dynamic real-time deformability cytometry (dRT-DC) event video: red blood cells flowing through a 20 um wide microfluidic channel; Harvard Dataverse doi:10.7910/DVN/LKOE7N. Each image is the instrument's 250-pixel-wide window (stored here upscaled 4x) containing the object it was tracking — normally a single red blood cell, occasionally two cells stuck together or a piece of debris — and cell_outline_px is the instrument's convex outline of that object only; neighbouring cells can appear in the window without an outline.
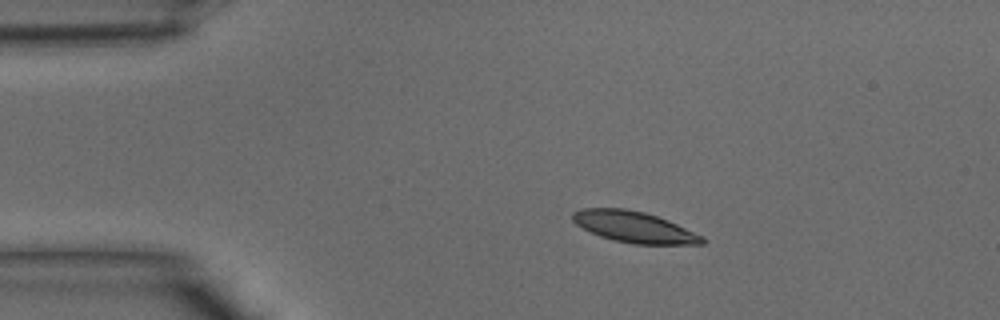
{"species": "common noctule bat (a hibernating species)", "species_latin": "Nyctalus noctula", "temperature_condition": "warm", "stored_images_in_passage": 33, "camera_frame_rate_fps": 3000, "um_per_image_px": 0.085, "animal": {"sex": "male", "body_mass_g": 15.6}, "frame": {"image": 1, "passage_image": 1, "time_ms": 0.0, "image_size_px": [1000, 320], "cell_outline_px": [[704, 244], [632, 244], [600, 236], [576, 224], [572, 220], [572, 212], [580, 208], [624, 208], [644, 212], [668, 220], [704, 236]], "centroid_in_image_um": [53.9, 19.28], "position_along_channel_um": 31.1, "area_um2": 23.35}}
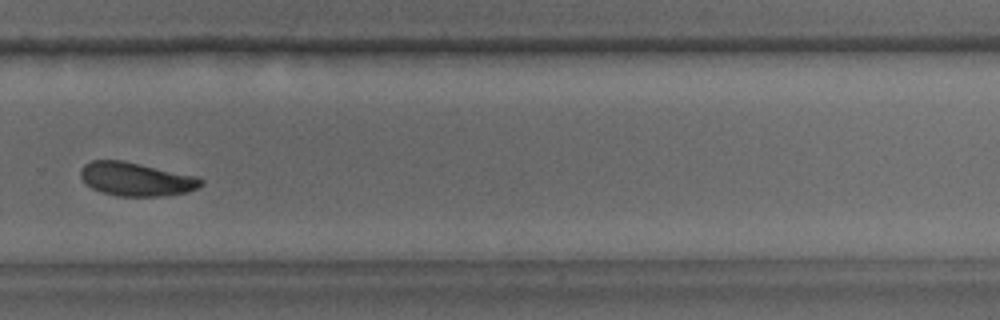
{"frame": {"image": 2, "passage_image": 21, "time_ms": 6.667, "image_size_px": [1000, 320], "cell_outline_px": [[204, 184], [188, 192], [164, 196], [116, 196], [100, 192], [92, 188], [80, 176], [80, 168], [84, 164], [92, 160], [124, 160], [196, 176], [204, 180]], "centroid_in_image_um": [11.57, 15.22], "position_along_channel_um": 318.2, "area_um2": 23.7}}
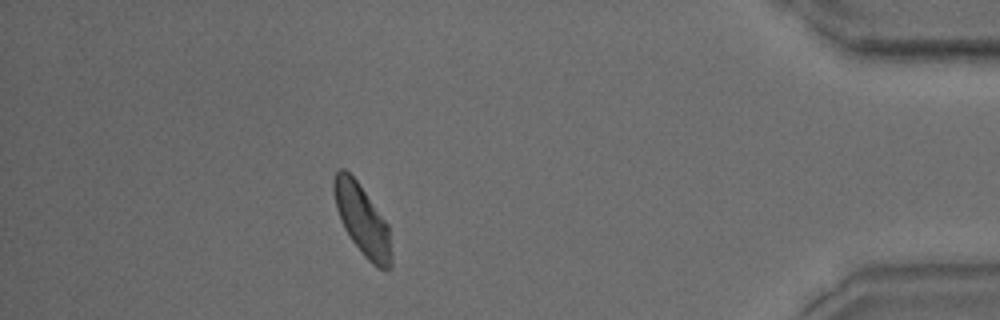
{"frame": {"image": 3, "passage_image": 29, "time_ms": 9.333, "image_size_px": [1000, 320], "cell_outline_px": [[392, 268], [380, 268], [372, 264], [364, 256], [352, 240], [344, 228], [336, 208], [332, 188], [332, 180], [336, 172], [340, 168], [344, 168], [356, 180], [388, 224], [392, 256]], "centroid_in_image_um": [30.78, 18.69], "position_along_channel_um": 404.4, "area_um2": 23.41}}